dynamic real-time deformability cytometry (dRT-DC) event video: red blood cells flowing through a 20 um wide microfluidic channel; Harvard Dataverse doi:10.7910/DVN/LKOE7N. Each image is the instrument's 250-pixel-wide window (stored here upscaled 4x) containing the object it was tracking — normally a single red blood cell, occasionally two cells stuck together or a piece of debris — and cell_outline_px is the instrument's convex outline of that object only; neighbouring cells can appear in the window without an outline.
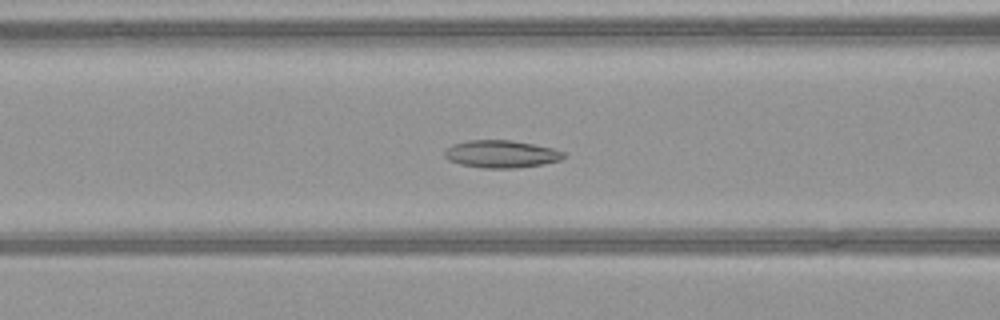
{"species": "common noctule bat (a hibernating species)", "species_latin": "Nyctalus noctula", "temperature_condition": "warm", "stored_images_in_passage": 52, "camera_frame_rate_fps": 3000, "um_per_image_px": 0.085, "animal": {"sex": "female", "body_mass_g": 21.9}, "frame": {"image": 1, "passage_image": 22, "time_ms": 7.0, "image_size_px": [1000, 320], "cell_outline_px": [[568, 156], [560, 160], [544, 164], [516, 168], [484, 168], [460, 164], [448, 160], [444, 156], [444, 152], [452, 144], [468, 140], [512, 140], [552, 148], [564, 152]], "centroid_in_image_um": [42.61, 13.09], "position_along_channel_um": 124.0, "area_um2": 19.13}}
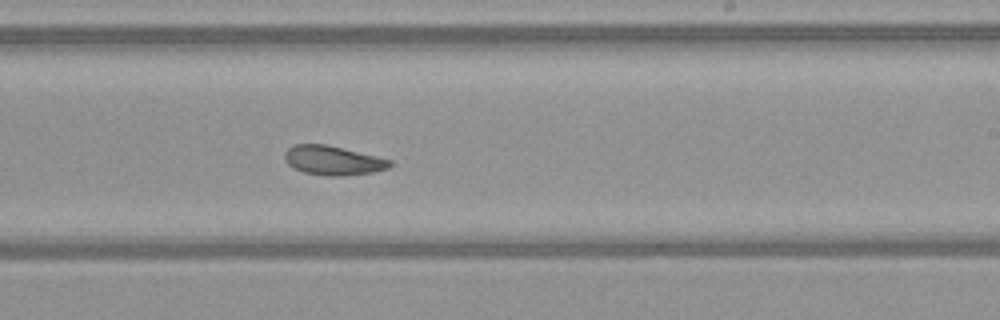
{"frame": {"image": 2, "passage_image": 32, "time_ms": 10.333, "image_size_px": [1000, 320], "cell_outline_px": [[392, 164], [388, 168], [372, 172], [340, 176], [324, 176], [304, 172], [288, 164], [284, 160], [284, 152], [288, 148], [296, 144], [324, 144], [376, 156], [392, 160]], "centroid_in_image_um": [28.28, 13.64], "position_along_channel_um": 260.7, "area_um2": 17.74}}
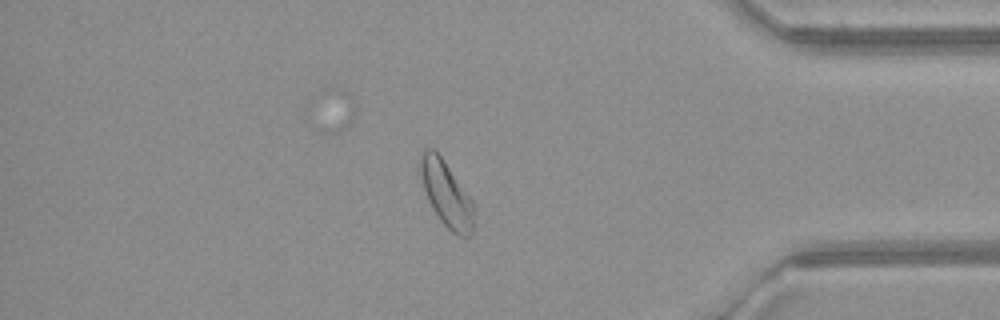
{"frame": {"image": 3, "passage_image": 44, "time_ms": 14.333, "image_size_px": [1000, 320], "cell_outline_px": [[476, 208], [472, 232], [468, 236], [460, 236], [452, 232], [440, 220], [432, 208], [428, 200], [424, 188], [420, 172], [420, 148], [432, 148], [440, 156], [472, 200]], "centroid_in_image_um": [37.94, 16.49], "position_along_channel_um": 397.3, "area_um2": 20.29}}